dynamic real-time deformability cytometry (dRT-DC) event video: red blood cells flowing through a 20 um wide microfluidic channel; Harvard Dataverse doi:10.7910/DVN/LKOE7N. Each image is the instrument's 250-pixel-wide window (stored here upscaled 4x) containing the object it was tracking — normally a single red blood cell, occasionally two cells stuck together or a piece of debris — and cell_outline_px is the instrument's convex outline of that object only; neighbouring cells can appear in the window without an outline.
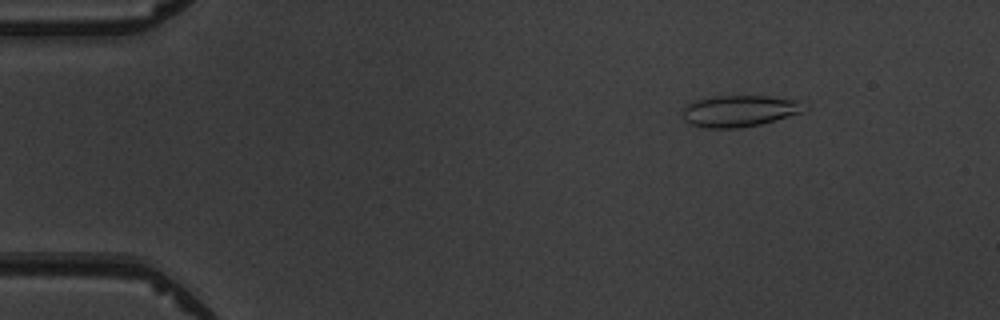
{"species": "common noctule bat (a hibernating species)", "species_latin": "Nyctalus noctula", "temperature_condition": "warm", "stored_images_in_passage": 4, "camera_frame_rate_fps": 3000, "um_per_image_px": 0.085, "animal": {"sex": "male", "body_mass_g": 19.5, "forearm_length_mm": 54.6}, "frame": {"image": 1, "passage_image": 2, "time_ms": 2.0, "image_size_px": [1000, 320], "cell_outline_px": [[808, 108], [804, 112], [776, 120], [760, 124], [736, 128], [704, 128], [688, 124], [684, 120], [684, 104], [696, 100], [716, 96], [768, 96], [800, 100], [808, 104]], "centroid_in_image_um": [62.9, 9.43], "position_along_channel_um": 22.1, "area_um2": 22.66}}